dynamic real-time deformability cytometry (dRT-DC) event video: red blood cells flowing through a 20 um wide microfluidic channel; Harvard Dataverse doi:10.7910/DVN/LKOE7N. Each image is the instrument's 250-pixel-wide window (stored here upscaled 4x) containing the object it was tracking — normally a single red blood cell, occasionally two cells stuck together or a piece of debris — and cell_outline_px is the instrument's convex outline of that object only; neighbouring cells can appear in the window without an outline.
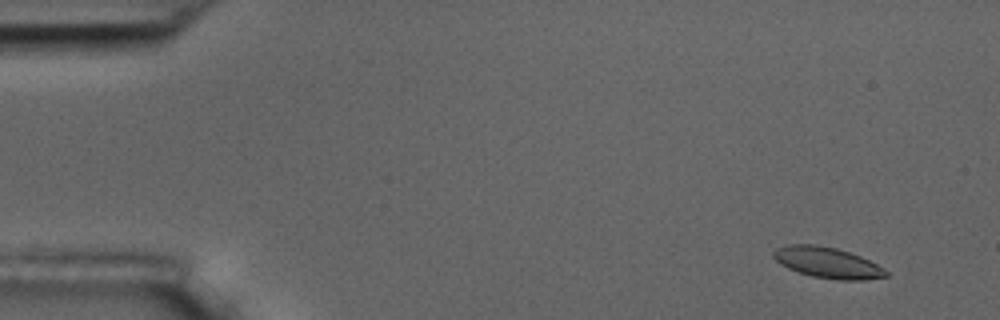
{"species": "common noctule bat (a hibernating species)", "species_latin": "Nyctalus noctula", "temperature_condition": "room temperature", "stored_images_in_passage": 6, "camera_frame_rate_fps": 3000, "um_per_image_px": 0.085, "animal": {"sex": "male", "body_mass_g": 17.5, "forearm_length_mm": 52.3}, "frame": {"image": 1, "passage_image": 1, "time_ms": 0.0, "image_size_px": [1000, 320], "cell_outline_px": [[888, 276], [864, 280], [840, 280], [812, 276], [788, 268], [780, 264], [772, 256], [772, 252], [776, 248], [788, 244], [816, 244], [836, 248], [860, 256], [876, 264], [888, 272]], "centroid_in_image_um": [70.3, 22.31], "position_along_channel_um": 14.7, "area_um2": 20.11}}
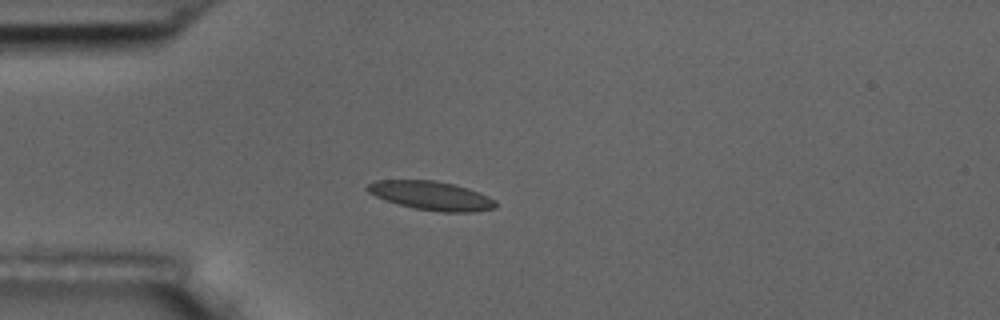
{"frame": {"image": 2, "passage_image": 4, "time_ms": 3.667, "image_size_px": [1000, 320], "cell_outline_px": [[496, 208], [476, 212], [440, 212], [412, 208], [376, 196], [368, 192], [364, 188], [368, 184], [376, 180], [432, 180], [452, 184], [468, 188], [480, 192], [496, 200]], "centroid_in_image_um": [36.69, 16.63], "position_along_channel_um": 48.3, "area_um2": 21.56}}